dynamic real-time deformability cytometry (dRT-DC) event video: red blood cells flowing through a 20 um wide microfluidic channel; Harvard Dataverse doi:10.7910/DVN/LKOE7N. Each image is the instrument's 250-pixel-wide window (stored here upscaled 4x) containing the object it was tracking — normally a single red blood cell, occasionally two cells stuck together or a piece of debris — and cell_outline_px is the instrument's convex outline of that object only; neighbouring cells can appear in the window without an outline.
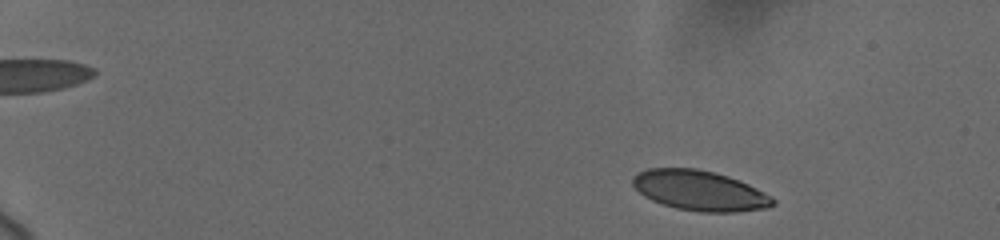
{"species": "human", "species_latin": "Homo sapiens", "temperature_condition": "cold", "stored_images_in_passage": 9, "camera_frame_rate_fps": 3000, "um_per_image_px": 0.085, "donor": {"sex": "female"}, "frame": {"image": 1, "passage_image": 2, "time_ms": 1.0, "image_size_px": [1000, 240], "cell_outline_px": [[776, 204], [768, 208], [736, 212], [700, 212], [676, 208], [652, 200], [644, 196], [632, 184], [632, 176], [636, 172], [648, 168], [696, 168], [728, 176], [740, 180], [772, 196], [776, 200]], "centroid_in_image_um": [59.49, 16.2], "position_along_channel_um": 25.5, "area_um2": 32.89}}
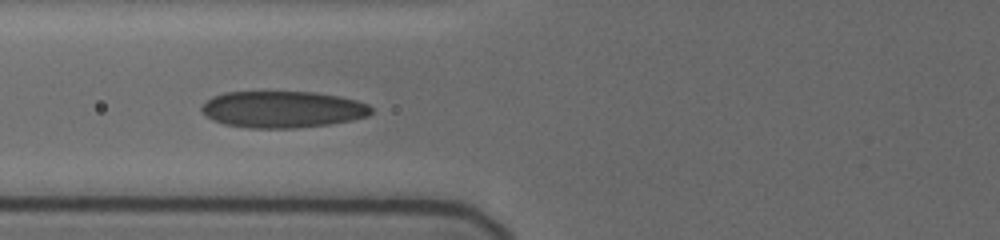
{"frame": {"image": 2, "passage_image": 8, "time_ms": 6.667, "image_size_px": [1000, 240], "cell_outline_px": [[372, 112], [368, 116], [352, 120], [328, 124], [296, 128], [248, 128], [224, 124], [212, 120], [200, 108], [212, 96], [224, 92], [316, 92], [340, 96], [356, 100], [368, 104], [372, 108]], "centroid_in_image_um": [24.04, 9.29], "position_along_channel_um": 101.8, "area_um2": 36.24}}
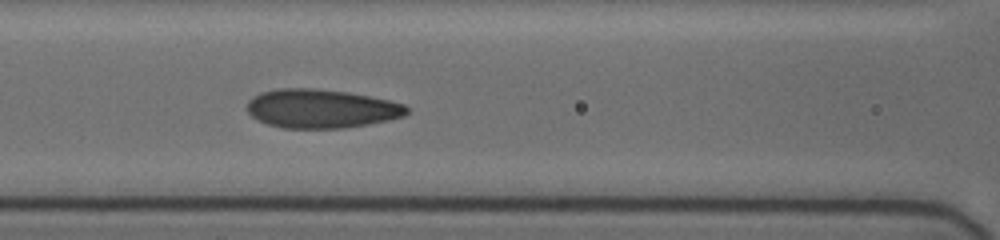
{"frame": {"image": 3, "passage_image": 9, "time_ms": 7.667, "image_size_px": [1000, 240], "cell_outline_px": [[408, 112], [404, 116], [388, 120], [368, 124], [344, 128], [284, 128], [268, 124], [256, 120], [248, 112], [248, 100], [260, 92], [276, 88], [308, 88], [348, 92], [388, 100], [404, 104], [408, 108]], "centroid_in_image_um": [27.28, 9.23], "position_along_channel_um": 139.3, "area_um2": 36.07}}